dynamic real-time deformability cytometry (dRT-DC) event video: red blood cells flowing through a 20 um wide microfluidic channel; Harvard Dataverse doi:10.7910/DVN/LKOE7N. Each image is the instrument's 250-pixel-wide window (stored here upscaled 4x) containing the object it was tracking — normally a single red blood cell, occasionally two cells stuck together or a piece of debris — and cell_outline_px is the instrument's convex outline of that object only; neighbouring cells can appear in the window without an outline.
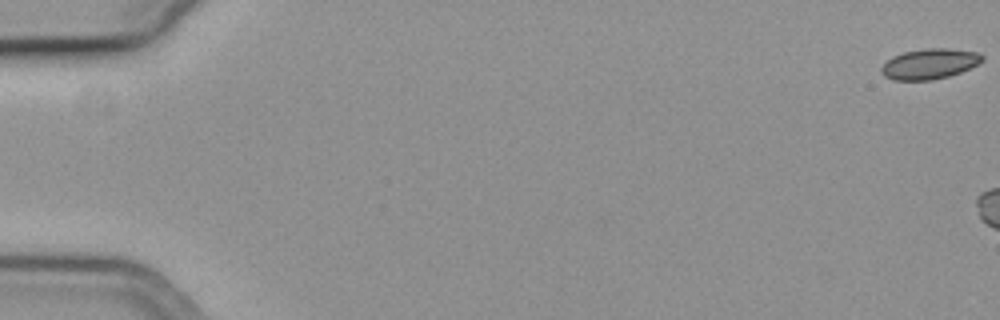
{"species": "common noctule bat (a hibernating species)", "species_latin": "Nyctalus noctula", "temperature_condition": "cold", "stored_images_in_passage": 8, "camera_frame_rate_fps": 3000, "um_per_image_px": 0.085, "animal": {"sex": "female", "body_mass_g": 19.3, "forearm_length_mm": 54.1}, "frame": {"image": 1, "passage_image": 1, "time_ms": 0.0, "image_size_px": [1000, 320], "cell_outline_px": [[984, 60], [960, 72], [948, 76], [932, 80], [892, 80], [884, 76], [880, 72], [880, 68], [892, 56], [904, 52], [928, 48], [948, 48], [976, 52], [984, 56]], "centroid_in_image_um": [78.98, 5.43], "position_along_channel_um": 6.0, "area_um2": 17.74}}